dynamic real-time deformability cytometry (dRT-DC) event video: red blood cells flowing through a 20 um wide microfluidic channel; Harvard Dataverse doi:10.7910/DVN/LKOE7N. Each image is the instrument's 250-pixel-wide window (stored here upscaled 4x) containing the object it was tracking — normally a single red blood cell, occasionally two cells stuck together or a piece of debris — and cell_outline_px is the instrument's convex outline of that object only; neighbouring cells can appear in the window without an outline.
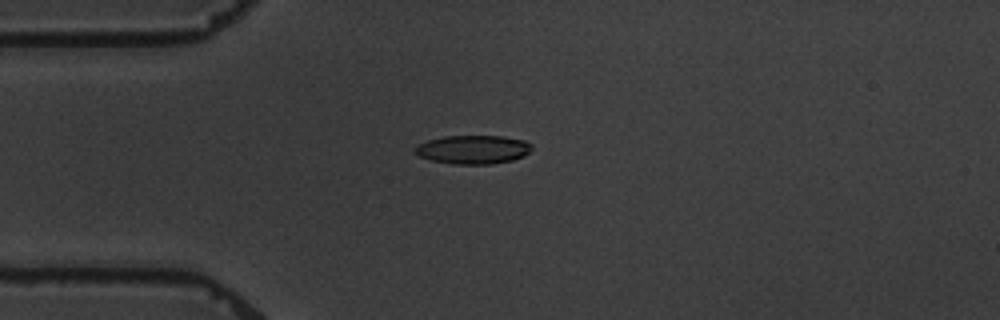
{"species": "common noctule bat (a hibernating species)", "species_latin": "Nyctalus noctula", "temperature_condition": "warm", "stored_images_in_passage": 8, "camera_frame_rate_fps": 3000, "um_per_image_px": 0.085, "animal": {"sex": "male", "body_mass_g": 19.5, "forearm_length_mm": 54.6}, "frame": {"image": 1, "passage_image": 1, "time_ms": 0.0, "image_size_px": [1000, 320], "cell_outline_px": [[532, 148], [524, 156], [512, 160], [492, 164], [452, 164], [432, 160], [420, 156], [412, 152], [412, 148], [428, 140], [444, 136], [504, 136], [524, 140], [532, 144]], "centroid_in_image_um": [40.2, 12.71], "position_along_channel_um": 44.8, "area_um2": 19.59}}
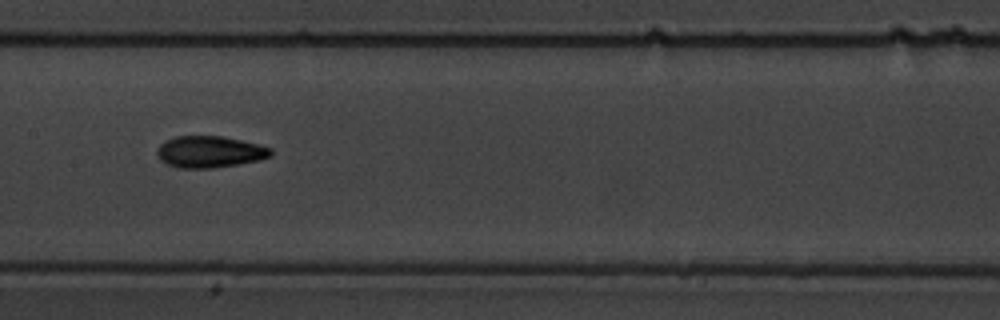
{"frame": {"image": 2, "passage_image": 5, "time_ms": 4.667, "image_size_px": [1000, 320], "cell_outline_px": [[272, 156], [260, 160], [212, 168], [176, 168], [160, 160], [156, 152], [160, 144], [164, 140], [176, 136], [224, 136], [272, 148]], "centroid_in_image_um": [17.8, 12.9], "position_along_channel_um": 189.6, "area_um2": 20.98}}
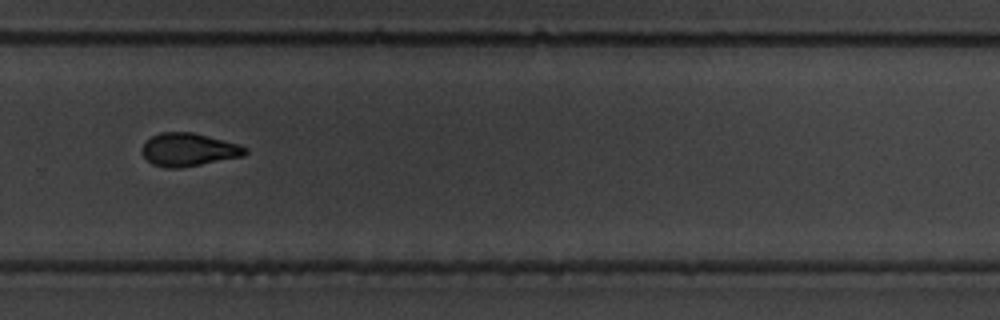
{"frame": {"image": 3, "passage_image": 8, "time_ms": 8.333, "image_size_px": [1000, 320], "cell_outline_px": [[248, 152], [244, 156], [180, 168], [168, 168], [152, 164], [144, 156], [140, 148], [152, 136], [160, 132], [192, 132], [240, 144], [248, 148]], "centroid_in_image_um": [16.05, 12.72], "position_along_channel_um": 313.7, "area_um2": 19.88}}